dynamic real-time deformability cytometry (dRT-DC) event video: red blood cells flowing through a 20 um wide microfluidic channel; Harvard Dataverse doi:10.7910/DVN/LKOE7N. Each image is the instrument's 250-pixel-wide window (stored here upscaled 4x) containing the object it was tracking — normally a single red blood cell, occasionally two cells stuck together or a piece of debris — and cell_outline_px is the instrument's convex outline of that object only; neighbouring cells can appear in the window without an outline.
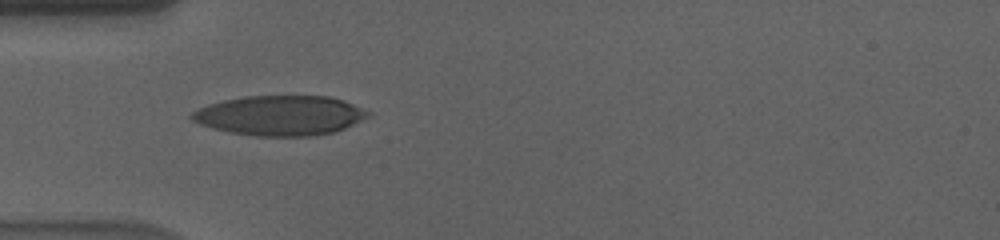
{"species": "human", "species_latin": "Homo sapiens", "temperature_condition": "cold", "stored_images_in_passage": 39, "camera_frame_rate_fps": 3000, "um_per_image_px": 0.085, "donor": {"sex": "male"}, "frame": {"image": 1, "passage_image": 4, "time_ms": 1.0, "image_size_px": [1000, 240], "cell_outline_px": [[372, 112], [368, 116], [344, 128], [332, 132], [312, 136], [256, 136], [228, 132], [212, 128], [200, 124], [192, 120], [188, 116], [192, 112], [208, 104], [224, 100], [244, 96], [328, 96], [344, 100]], "centroid_in_image_um": [23.78, 9.81], "position_along_channel_um": 61.2, "area_um2": 40.86}}
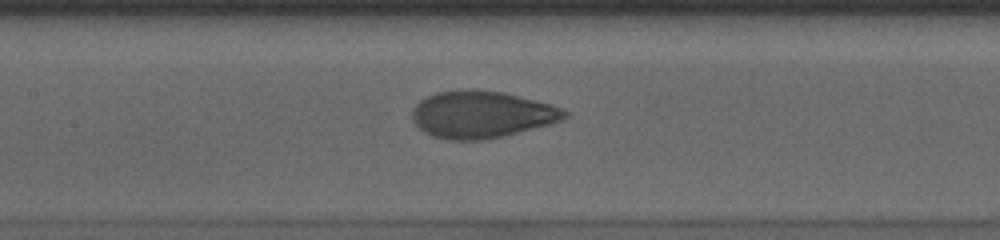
{"frame": {"image": 2, "passage_image": 13, "time_ms": 4.0, "image_size_px": [1000, 240], "cell_outline_px": [[568, 116], [564, 120], [504, 136], [484, 140], [444, 140], [432, 136], [424, 132], [412, 120], [412, 108], [420, 100], [436, 92], [468, 88], [472, 88], [504, 92], [552, 104], [568, 112]], "centroid_in_image_um": [40.92, 9.72], "position_along_channel_um": 166.5, "area_um2": 42.19}}
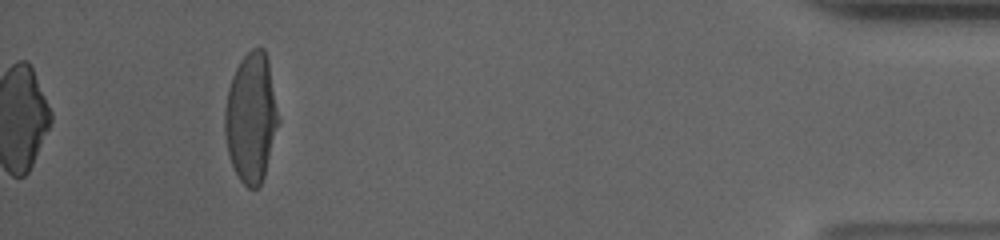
{"frame": {"image": 3, "passage_image": 39, "time_ms": 12.667, "image_size_px": [1000, 240], "cell_outline_px": [[280, 120], [264, 176], [260, 184], [256, 188], [248, 188], [240, 180], [232, 164], [228, 152], [224, 132], [224, 108], [228, 88], [232, 76], [240, 60], [252, 48], [264, 48], [268, 60], [280, 116]], "centroid_in_image_um": [21.35, 9.98], "position_along_channel_um": 413.8, "area_um2": 40.63}, "authors_computed_cell_mechanics": {"area_um2": 41.2114, "velocity_mm_per_s": 3.5807, "shape_relaxation_time_tau1_ms": 4.7645, "shape_relaxation_time_tau2_ms": null, "deformation_change_tau1": 0.2166, "deformation_change_tau2": null}}